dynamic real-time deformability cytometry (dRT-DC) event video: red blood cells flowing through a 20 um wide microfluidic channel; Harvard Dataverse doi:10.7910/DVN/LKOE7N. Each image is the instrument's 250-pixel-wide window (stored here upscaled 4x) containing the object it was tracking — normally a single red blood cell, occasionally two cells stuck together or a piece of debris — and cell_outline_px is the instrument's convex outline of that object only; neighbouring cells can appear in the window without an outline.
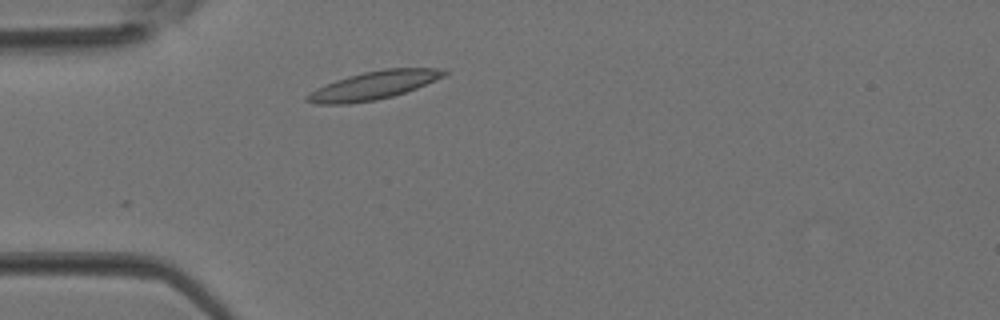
{"species": "Egyptian fruit bat (a non-hibernating species)", "species_latin": "Rousettus aegyptiacus", "temperature_condition": "room temperature", "stored_images_in_passage": 2, "camera_frame_rate_fps": 3000, "um_per_image_px": 0.085, "animal": {"sex": "female"}, "frame": {"image": 1, "passage_image": 2, "time_ms": 0.333, "image_size_px": [1000, 320], "cell_outline_px": [[448, 72], [444, 76], [416, 88], [392, 96], [376, 100], [348, 104], [316, 104], [304, 100], [304, 96], [316, 88], [336, 80], [348, 76], [364, 72], [384, 68], [444, 68]], "centroid_in_image_um": [31.73, 7.25], "position_along_channel_um": 53.3, "area_um2": 22.48}}